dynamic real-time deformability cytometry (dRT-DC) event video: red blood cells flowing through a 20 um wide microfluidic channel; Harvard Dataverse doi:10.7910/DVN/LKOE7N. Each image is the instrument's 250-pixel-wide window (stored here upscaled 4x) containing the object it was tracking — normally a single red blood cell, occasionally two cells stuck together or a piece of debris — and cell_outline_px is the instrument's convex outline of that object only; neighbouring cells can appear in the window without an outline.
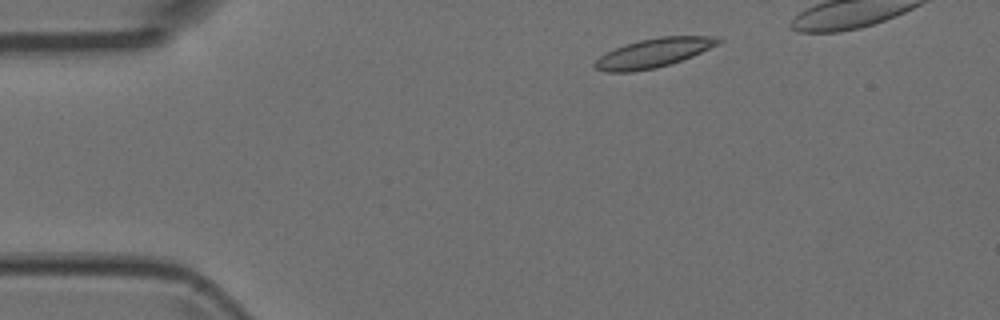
{"species": "Egyptian fruit bat (a non-hibernating species)", "species_latin": "Rousettus aegyptiacus", "temperature_condition": "room temperature", "stored_images_in_passage": 8, "camera_frame_rate_fps": 3000, "um_per_image_px": 0.085, "animal": {"sex": "female"}, "frame": {"image": 1, "passage_image": 2, "time_ms": 0.333, "image_size_px": [1000, 320], "cell_outline_px": [[724, 40], [720, 44], [692, 56], [656, 68], [632, 72], [604, 72], [592, 68], [592, 64], [600, 56], [624, 44], [640, 40], [660, 36], [712, 36]], "centroid_in_image_um": [55.53, 4.5], "position_along_channel_um": 29.5, "area_um2": 20.92}}
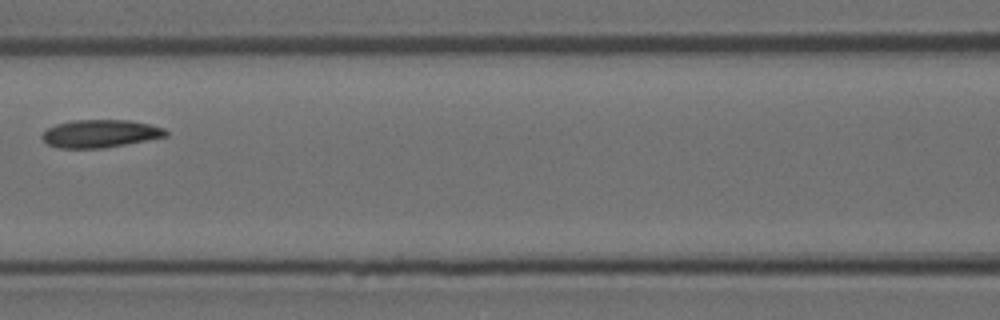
{"frame": {"image": 2, "passage_image": 6, "time_ms": 1.667, "image_size_px": [1000, 320], "cell_outline_px": [[168, 136], [148, 140], [104, 148], [60, 148], [48, 144], [40, 136], [48, 128], [56, 124], [72, 120], [128, 120], [148, 124], [164, 128], [168, 132]], "centroid_in_image_um": [8.52, 11.36], "position_along_channel_um": 158.1, "area_um2": 20.0}}
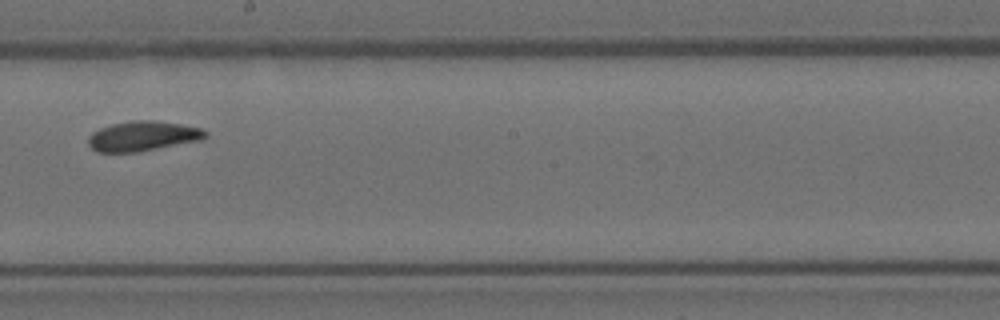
{"frame": {"image": 3, "passage_image": 8, "time_ms": 2.333, "image_size_px": [1000, 320], "cell_outline_px": [[208, 136], [200, 140], [136, 152], [96, 152], [88, 144], [88, 136], [92, 132], [100, 128], [112, 124], [132, 120], [156, 120], [204, 128], [208, 132]], "centroid_in_image_um": [12.14, 11.56], "position_along_channel_um": 236.1, "area_um2": 20.46}}